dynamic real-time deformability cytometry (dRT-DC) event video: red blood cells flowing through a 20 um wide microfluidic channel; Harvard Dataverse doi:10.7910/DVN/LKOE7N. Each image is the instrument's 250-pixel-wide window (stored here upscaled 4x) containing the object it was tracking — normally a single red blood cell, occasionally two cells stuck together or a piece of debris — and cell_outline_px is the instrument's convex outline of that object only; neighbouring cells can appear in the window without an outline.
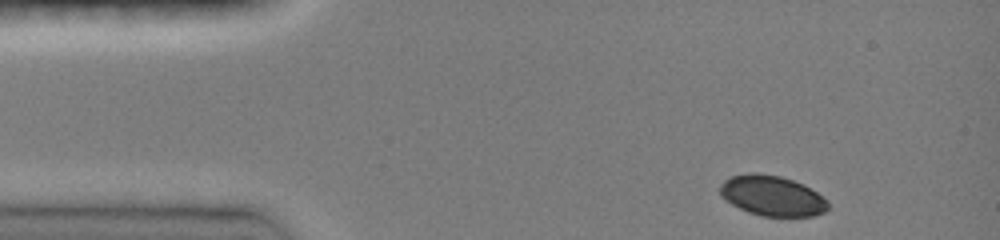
{"species": "common noctule bat (a hibernating species)", "species_latin": "Nyctalus noctula", "temperature_condition": "room temperature", "stored_images_in_passage": 4, "camera_frame_rate_fps": 3000, "um_per_image_px": 0.085, "animal": {"sex": "female", "body_mass_g": 19.0, "forearm_length_mm": 51.5}, "frame": {"image": 1, "passage_image": 1, "time_ms": 0.0, "image_size_px": [1000, 240], "cell_outline_px": [[828, 208], [824, 212], [816, 216], [760, 216], [748, 212], [724, 200], [720, 196], [720, 184], [724, 180], [732, 176], [748, 172], [756, 172], [780, 176], [804, 184], [828, 200]], "centroid_in_image_um": [65.62, 16.63], "position_along_channel_um": 19.4, "area_um2": 25.55}}
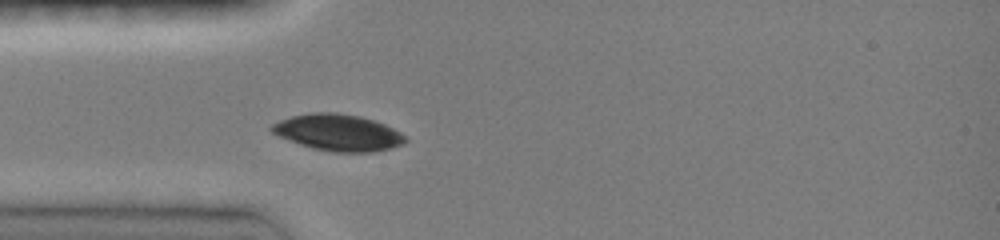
{"frame": {"image": 2, "passage_image": 4, "time_ms": 2.667, "image_size_px": [1000, 240], "cell_outline_px": [[408, 140], [404, 144], [372, 152], [332, 152], [312, 148], [300, 144], [280, 136], [272, 132], [268, 128], [272, 124], [280, 120], [292, 116], [312, 112], [336, 112], [360, 116], [384, 124], [400, 132]], "centroid_in_image_um": [28.73, 11.26], "position_along_channel_um": 56.3, "area_um2": 28.26}}